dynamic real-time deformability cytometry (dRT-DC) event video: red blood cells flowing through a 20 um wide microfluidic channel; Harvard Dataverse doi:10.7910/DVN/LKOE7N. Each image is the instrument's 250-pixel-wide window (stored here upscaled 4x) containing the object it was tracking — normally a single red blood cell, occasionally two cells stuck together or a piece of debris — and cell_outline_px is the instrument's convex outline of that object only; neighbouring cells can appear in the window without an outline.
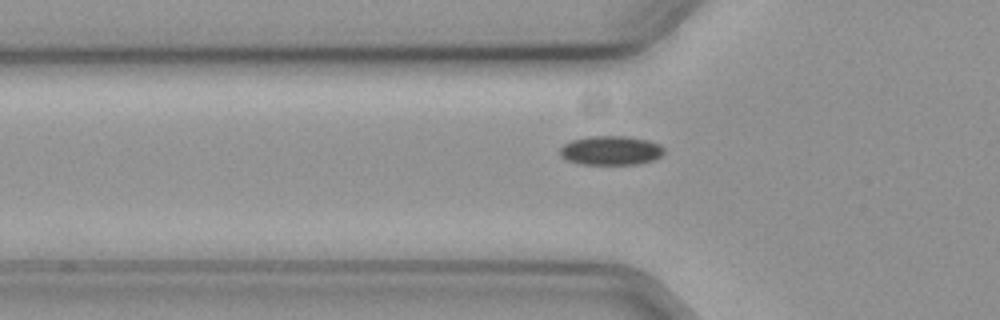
{"species": "common noctule bat (a hibernating species)", "species_latin": "Nyctalus noctula", "temperature_condition": "cold", "stored_images_in_passage": 34, "camera_frame_rate_fps": 3000, "um_per_image_px": 0.085, "animal": {"sex": "female", "body_mass_g": 19.3, "forearm_length_mm": 54.1}, "frame": {"image": 1, "passage_image": 2, "time_ms": 0.333, "image_size_px": [1000, 320], "cell_outline_px": [[664, 152], [660, 156], [652, 160], [636, 164], [580, 164], [568, 160], [560, 156], [560, 148], [564, 144], [572, 140], [588, 136], [624, 136], [648, 140], [660, 144], [664, 148]], "centroid_in_image_um": [51.91, 12.78], "position_along_channel_um": 73.9, "area_um2": 17.63}}
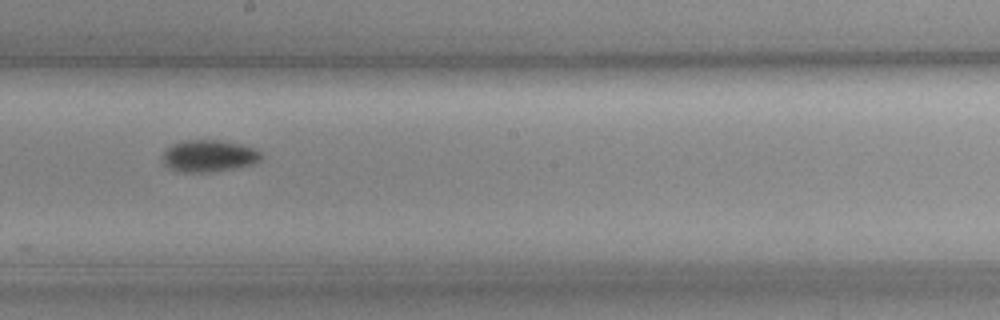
{"frame": {"image": 2, "passage_image": 15, "time_ms": 4.667, "image_size_px": [1000, 320], "cell_outline_px": [[260, 160], [252, 164], [236, 168], [212, 172], [184, 172], [172, 168], [164, 164], [164, 152], [172, 144], [184, 140], [220, 140], [240, 144], [252, 148], [260, 152]], "centroid_in_image_um": [17.76, 13.25], "position_along_channel_um": 230.4, "area_um2": 18.03}}
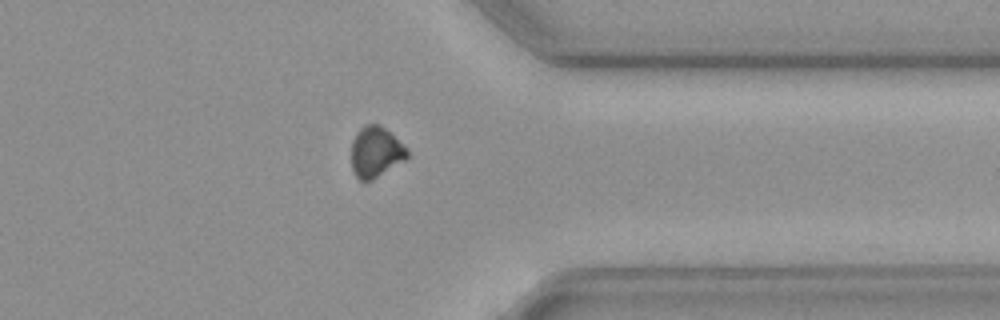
{"frame": {"image": 3, "passage_image": 28, "time_ms": 9.0, "image_size_px": [1000, 320], "cell_outline_px": [[408, 156], [404, 160], [372, 180], [360, 180], [356, 176], [352, 168], [352, 140], [356, 132], [364, 124], [380, 124], [404, 144], [408, 148]], "centroid_in_image_um": [31.94, 12.89], "position_along_channel_um": 379.5, "area_um2": 16.47}}